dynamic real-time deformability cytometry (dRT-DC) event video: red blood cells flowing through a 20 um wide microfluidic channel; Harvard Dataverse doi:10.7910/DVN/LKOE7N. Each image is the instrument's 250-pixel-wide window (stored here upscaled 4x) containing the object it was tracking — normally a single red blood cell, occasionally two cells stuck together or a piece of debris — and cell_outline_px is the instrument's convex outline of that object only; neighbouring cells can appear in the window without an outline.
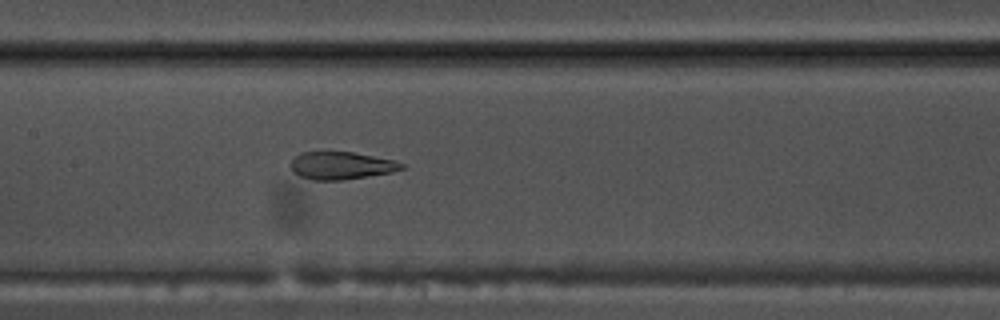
{"species": "common noctule bat (a hibernating species)", "species_latin": "Nyctalus noctula", "temperature_condition": "warm", "stored_images_in_passage": 55, "camera_frame_rate_fps": 3000, "um_per_image_px": 0.085, "animal": {"sex": "male", "body_mass_g": 17.5, "forearm_length_mm": 52.3}, "frame": {"image": 1, "passage_image": 27, "time_ms": 8.667, "image_size_px": [1000, 320], "cell_outline_px": [[404, 168], [392, 172], [344, 180], [312, 180], [300, 176], [292, 172], [288, 164], [300, 152], [352, 152], [392, 160], [404, 164]], "centroid_in_image_um": [28.94, 14.08], "position_along_channel_um": 178.5, "area_um2": 17.8}}
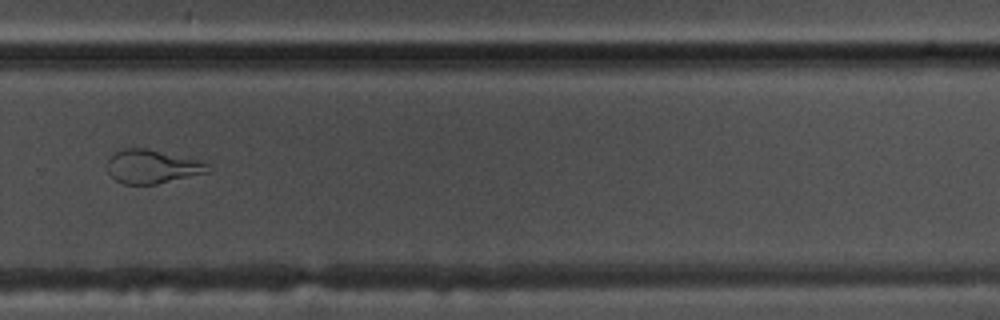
{"frame": {"image": 2, "passage_image": 38, "time_ms": 12.333, "image_size_px": [1000, 320], "cell_outline_px": [[212, 172], [156, 184], [124, 184], [116, 180], [108, 172], [108, 160], [116, 152], [124, 148], [148, 148], [200, 160], [208, 164], [212, 168]], "centroid_in_image_um": [13.0, 14.16], "position_along_channel_um": 316.8, "area_um2": 19.88}}
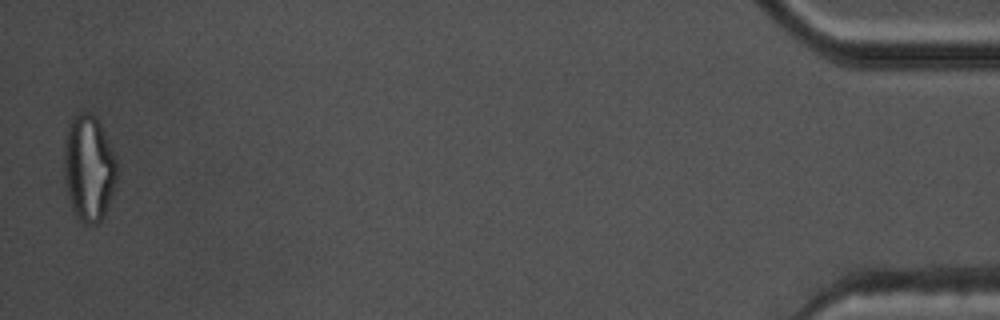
{"frame": {"image": 3, "passage_image": 54, "time_ms": 17.667, "image_size_px": [1000, 320], "cell_outline_px": [[116, 180], [104, 216], [96, 224], [84, 224], [76, 216], [72, 208], [64, 176], [64, 140], [68, 124], [72, 116], [80, 112], [88, 112], [96, 116], [100, 124], [116, 160]], "centroid_in_image_um": [7.52, 14.26], "position_along_channel_um": 427.7, "area_um2": 32.43}, "authors_computed_cell_mechanics": {"area_um2": 21.097, "velocity_mm_per_s": 3.7876, "shape_relaxation_time_tau1_ms": null, "shape_relaxation_time_tau2_ms": 1.8332, "deformation_change_tau1": null, "deformation_change_tau2": 0.0934}}